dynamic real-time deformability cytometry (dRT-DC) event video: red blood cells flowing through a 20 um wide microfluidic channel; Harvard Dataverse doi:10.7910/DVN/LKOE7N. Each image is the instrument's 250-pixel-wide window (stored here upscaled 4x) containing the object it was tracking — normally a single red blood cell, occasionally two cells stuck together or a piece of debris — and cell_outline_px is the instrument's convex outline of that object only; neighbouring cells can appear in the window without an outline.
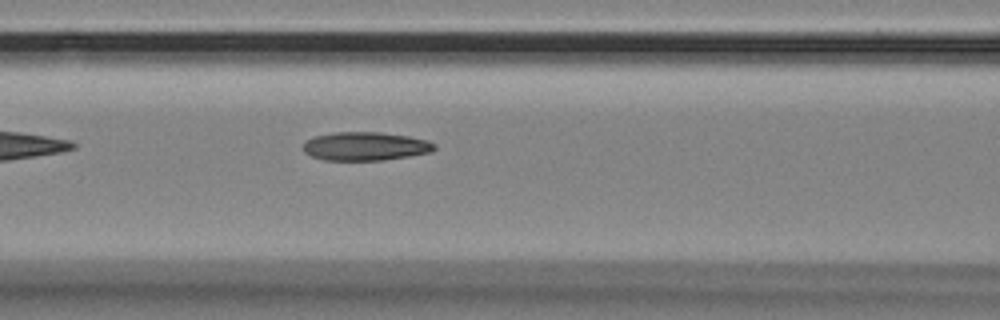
{"species": "Egyptian fruit bat (a non-hibernating species)", "species_latin": "Rousettus aegyptiacus", "temperature_condition": "room temperature", "stored_images_in_passage": 43, "camera_frame_rate_fps": 3000, "um_per_image_px": 0.085, "animal": {"sex": "female"}, "frame": {"image": 1, "passage_image": 16, "time_ms": 5.0, "image_size_px": [1000, 320], "cell_outline_px": [[436, 148], [432, 152], [384, 160], [324, 160], [312, 156], [304, 152], [304, 140], [312, 136], [332, 132], [380, 132], [408, 136], [428, 140], [436, 144]], "centroid_in_image_um": [31.04, 12.42], "position_along_channel_um": 135.6, "area_um2": 22.02}}
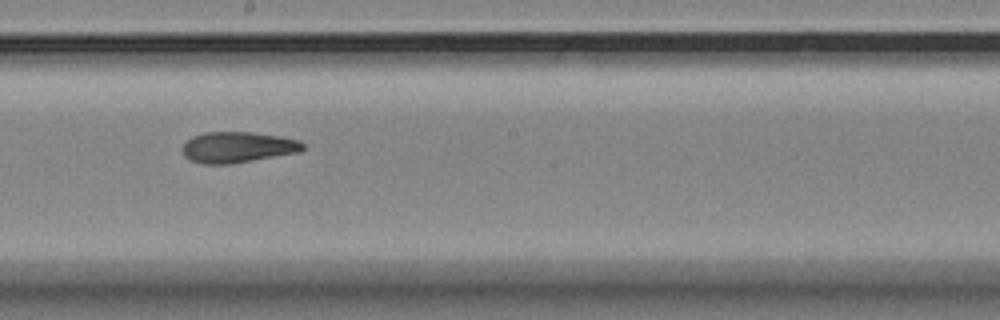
{"frame": {"image": 2, "passage_image": 24, "time_ms": 7.667, "image_size_px": [1000, 320], "cell_outline_px": [[304, 148], [300, 152], [228, 164], [204, 164], [188, 160], [184, 156], [180, 148], [192, 136], [204, 132], [252, 132], [280, 136], [300, 140], [304, 144]], "centroid_in_image_um": [20.17, 12.51], "position_along_channel_um": 228.0, "area_um2": 21.79}}
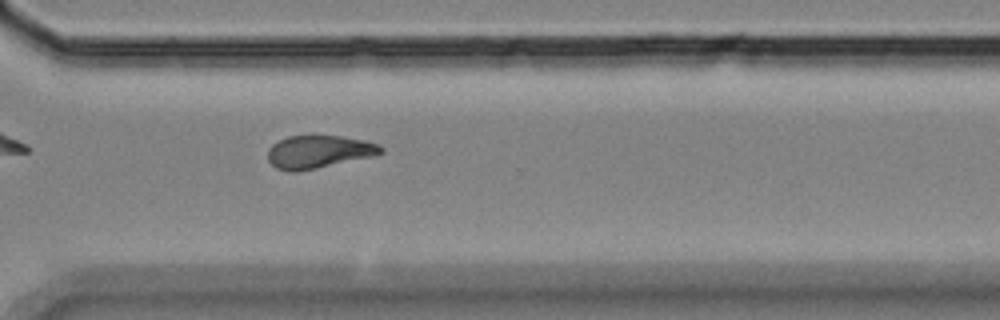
{"frame": {"image": 3, "passage_image": 34, "time_ms": 11.0, "image_size_px": [1000, 320], "cell_outline_px": [[384, 152], [376, 156], [296, 172], [292, 172], [276, 168], [268, 160], [268, 148], [272, 144], [288, 136], [312, 132], [340, 136], [364, 140], [380, 144], [384, 148]], "centroid_in_image_um": [27.11, 12.86], "position_along_channel_um": 343.5, "area_um2": 22.48}}